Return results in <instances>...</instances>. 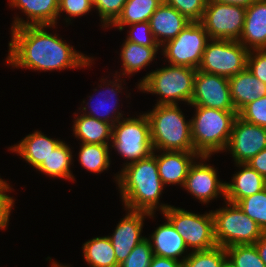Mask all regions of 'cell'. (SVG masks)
<instances>
[{"mask_svg":"<svg viewBox=\"0 0 266 267\" xmlns=\"http://www.w3.org/2000/svg\"><path fill=\"white\" fill-rule=\"evenodd\" d=\"M246 8L207 0L201 24L210 39L239 41Z\"/></svg>","mask_w":266,"mask_h":267,"instance_id":"cell-11","label":"cell"},{"mask_svg":"<svg viewBox=\"0 0 266 267\" xmlns=\"http://www.w3.org/2000/svg\"><path fill=\"white\" fill-rule=\"evenodd\" d=\"M84 259L90 267H119L108 236L94 237L82 246Z\"/></svg>","mask_w":266,"mask_h":267,"instance_id":"cell-28","label":"cell"},{"mask_svg":"<svg viewBox=\"0 0 266 267\" xmlns=\"http://www.w3.org/2000/svg\"><path fill=\"white\" fill-rule=\"evenodd\" d=\"M190 106L236 111L231 99L228 78L197 70Z\"/></svg>","mask_w":266,"mask_h":267,"instance_id":"cell-12","label":"cell"},{"mask_svg":"<svg viewBox=\"0 0 266 267\" xmlns=\"http://www.w3.org/2000/svg\"><path fill=\"white\" fill-rule=\"evenodd\" d=\"M111 142L110 147L127 160L123 167L149 157L153 153V147L146 114L140 113V116L126 117L116 122L113 125Z\"/></svg>","mask_w":266,"mask_h":267,"instance_id":"cell-7","label":"cell"},{"mask_svg":"<svg viewBox=\"0 0 266 267\" xmlns=\"http://www.w3.org/2000/svg\"><path fill=\"white\" fill-rule=\"evenodd\" d=\"M162 3L174 7L190 22H201L207 0H162Z\"/></svg>","mask_w":266,"mask_h":267,"instance_id":"cell-34","label":"cell"},{"mask_svg":"<svg viewBox=\"0 0 266 267\" xmlns=\"http://www.w3.org/2000/svg\"><path fill=\"white\" fill-rule=\"evenodd\" d=\"M74 113L73 134L82 143L110 144L113 125L88 115ZM110 141V142H109Z\"/></svg>","mask_w":266,"mask_h":267,"instance_id":"cell-25","label":"cell"},{"mask_svg":"<svg viewBox=\"0 0 266 267\" xmlns=\"http://www.w3.org/2000/svg\"><path fill=\"white\" fill-rule=\"evenodd\" d=\"M247 165L266 179V148L254 156Z\"/></svg>","mask_w":266,"mask_h":267,"instance_id":"cell-42","label":"cell"},{"mask_svg":"<svg viewBox=\"0 0 266 267\" xmlns=\"http://www.w3.org/2000/svg\"><path fill=\"white\" fill-rule=\"evenodd\" d=\"M162 214L183 237L189 251L208 250L217 246L211 210L209 213L196 214L170 205Z\"/></svg>","mask_w":266,"mask_h":267,"instance_id":"cell-8","label":"cell"},{"mask_svg":"<svg viewBox=\"0 0 266 267\" xmlns=\"http://www.w3.org/2000/svg\"><path fill=\"white\" fill-rule=\"evenodd\" d=\"M210 40L201 22L189 23L174 39L160 49L170 65L198 69L206 44Z\"/></svg>","mask_w":266,"mask_h":267,"instance_id":"cell-9","label":"cell"},{"mask_svg":"<svg viewBox=\"0 0 266 267\" xmlns=\"http://www.w3.org/2000/svg\"><path fill=\"white\" fill-rule=\"evenodd\" d=\"M155 150L137 162L121 168L115 176L124 207L129 210L155 214L163 213L170 205L159 203L164 185L159 177Z\"/></svg>","mask_w":266,"mask_h":267,"instance_id":"cell-2","label":"cell"},{"mask_svg":"<svg viewBox=\"0 0 266 267\" xmlns=\"http://www.w3.org/2000/svg\"><path fill=\"white\" fill-rule=\"evenodd\" d=\"M61 142L62 140L47 137L41 131L36 130L8 149L37 169Z\"/></svg>","mask_w":266,"mask_h":267,"instance_id":"cell-22","label":"cell"},{"mask_svg":"<svg viewBox=\"0 0 266 267\" xmlns=\"http://www.w3.org/2000/svg\"><path fill=\"white\" fill-rule=\"evenodd\" d=\"M10 186L4 179L0 177V229L6 230L9 226V219L11 215V210L14 207L15 199L7 194L12 190Z\"/></svg>","mask_w":266,"mask_h":267,"instance_id":"cell-40","label":"cell"},{"mask_svg":"<svg viewBox=\"0 0 266 267\" xmlns=\"http://www.w3.org/2000/svg\"><path fill=\"white\" fill-rule=\"evenodd\" d=\"M56 26H23L11 29V41L6 57L8 65L34 71H54L89 67L94 61L75 50L46 28Z\"/></svg>","mask_w":266,"mask_h":267,"instance_id":"cell-1","label":"cell"},{"mask_svg":"<svg viewBox=\"0 0 266 267\" xmlns=\"http://www.w3.org/2000/svg\"><path fill=\"white\" fill-rule=\"evenodd\" d=\"M196 71L194 68L167 64L142 77L137 88L143 93L159 95L157 105H179V101L190 105Z\"/></svg>","mask_w":266,"mask_h":267,"instance_id":"cell-5","label":"cell"},{"mask_svg":"<svg viewBox=\"0 0 266 267\" xmlns=\"http://www.w3.org/2000/svg\"><path fill=\"white\" fill-rule=\"evenodd\" d=\"M124 210L127 211V214L118 222L113 234L108 235L112 242L118 265L124 262L133 248L146 238L141 233L145 218H153L155 216V214L143 211L125 208Z\"/></svg>","mask_w":266,"mask_h":267,"instance_id":"cell-15","label":"cell"},{"mask_svg":"<svg viewBox=\"0 0 266 267\" xmlns=\"http://www.w3.org/2000/svg\"><path fill=\"white\" fill-rule=\"evenodd\" d=\"M160 46H143L130 41L123 42L121 46L120 57L122 61V73L126 75H134L133 73L139 72L146 68L153 60H155L157 51Z\"/></svg>","mask_w":266,"mask_h":267,"instance_id":"cell-26","label":"cell"},{"mask_svg":"<svg viewBox=\"0 0 266 267\" xmlns=\"http://www.w3.org/2000/svg\"><path fill=\"white\" fill-rule=\"evenodd\" d=\"M191 120V138L194 150L199 156L224 152L237 111H224L203 106H194Z\"/></svg>","mask_w":266,"mask_h":267,"instance_id":"cell-4","label":"cell"},{"mask_svg":"<svg viewBox=\"0 0 266 267\" xmlns=\"http://www.w3.org/2000/svg\"><path fill=\"white\" fill-rule=\"evenodd\" d=\"M211 1H216V2L224 3V4L238 5V6L247 8L255 0H211Z\"/></svg>","mask_w":266,"mask_h":267,"instance_id":"cell-45","label":"cell"},{"mask_svg":"<svg viewBox=\"0 0 266 267\" xmlns=\"http://www.w3.org/2000/svg\"><path fill=\"white\" fill-rule=\"evenodd\" d=\"M109 144L81 143L79 163L86 170L100 174L108 170L111 163Z\"/></svg>","mask_w":266,"mask_h":267,"instance_id":"cell-30","label":"cell"},{"mask_svg":"<svg viewBox=\"0 0 266 267\" xmlns=\"http://www.w3.org/2000/svg\"><path fill=\"white\" fill-rule=\"evenodd\" d=\"M166 220L167 221L164 224L159 225L147 238L151 244L153 254L158 257L183 262L189 255L188 253L183 256L184 253H187L188 248L183 240V237L176 231L171 222L168 219Z\"/></svg>","mask_w":266,"mask_h":267,"instance_id":"cell-21","label":"cell"},{"mask_svg":"<svg viewBox=\"0 0 266 267\" xmlns=\"http://www.w3.org/2000/svg\"><path fill=\"white\" fill-rule=\"evenodd\" d=\"M258 254L266 266V232L254 243Z\"/></svg>","mask_w":266,"mask_h":267,"instance_id":"cell-44","label":"cell"},{"mask_svg":"<svg viewBox=\"0 0 266 267\" xmlns=\"http://www.w3.org/2000/svg\"><path fill=\"white\" fill-rule=\"evenodd\" d=\"M189 23L191 22L174 7L164 3L149 19L151 32L160 47L174 39Z\"/></svg>","mask_w":266,"mask_h":267,"instance_id":"cell-20","label":"cell"},{"mask_svg":"<svg viewBox=\"0 0 266 267\" xmlns=\"http://www.w3.org/2000/svg\"><path fill=\"white\" fill-rule=\"evenodd\" d=\"M226 207L211 210L214 235L218 246L254 244L262 235L259 225L249 218L237 204L225 201Z\"/></svg>","mask_w":266,"mask_h":267,"instance_id":"cell-6","label":"cell"},{"mask_svg":"<svg viewBox=\"0 0 266 267\" xmlns=\"http://www.w3.org/2000/svg\"><path fill=\"white\" fill-rule=\"evenodd\" d=\"M209 156H199L191 165L185 179L183 189L187 190L193 197L200 200L201 204H208L210 200L223 197L225 201L226 181L218 179V170L205 161ZM202 160V161H201ZM197 161V162H196ZM219 196V197H218Z\"/></svg>","mask_w":266,"mask_h":267,"instance_id":"cell-14","label":"cell"},{"mask_svg":"<svg viewBox=\"0 0 266 267\" xmlns=\"http://www.w3.org/2000/svg\"><path fill=\"white\" fill-rule=\"evenodd\" d=\"M226 265L225 248L218 245L208 250L191 251L182 262V267H225Z\"/></svg>","mask_w":266,"mask_h":267,"instance_id":"cell-31","label":"cell"},{"mask_svg":"<svg viewBox=\"0 0 266 267\" xmlns=\"http://www.w3.org/2000/svg\"><path fill=\"white\" fill-rule=\"evenodd\" d=\"M127 27L130 29L126 36L127 41L143 46H159L151 32L149 22L133 23Z\"/></svg>","mask_w":266,"mask_h":267,"instance_id":"cell-39","label":"cell"},{"mask_svg":"<svg viewBox=\"0 0 266 267\" xmlns=\"http://www.w3.org/2000/svg\"><path fill=\"white\" fill-rule=\"evenodd\" d=\"M238 116L246 122L266 128V95L247 104Z\"/></svg>","mask_w":266,"mask_h":267,"instance_id":"cell-37","label":"cell"},{"mask_svg":"<svg viewBox=\"0 0 266 267\" xmlns=\"http://www.w3.org/2000/svg\"><path fill=\"white\" fill-rule=\"evenodd\" d=\"M238 207L266 232V189L239 200Z\"/></svg>","mask_w":266,"mask_h":267,"instance_id":"cell-33","label":"cell"},{"mask_svg":"<svg viewBox=\"0 0 266 267\" xmlns=\"http://www.w3.org/2000/svg\"><path fill=\"white\" fill-rule=\"evenodd\" d=\"M247 68L266 84V49L250 50L247 57Z\"/></svg>","mask_w":266,"mask_h":267,"instance_id":"cell-41","label":"cell"},{"mask_svg":"<svg viewBox=\"0 0 266 267\" xmlns=\"http://www.w3.org/2000/svg\"><path fill=\"white\" fill-rule=\"evenodd\" d=\"M154 254L147 237L138 243L119 267H149Z\"/></svg>","mask_w":266,"mask_h":267,"instance_id":"cell-36","label":"cell"},{"mask_svg":"<svg viewBox=\"0 0 266 267\" xmlns=\"http://www.w3.org/2000/svg\"><path fill=\"white\" fill-rule=\"evenodd\" d=\"M51 267H70V266H68V265H63V264H60V263H58V262H55L54 260L53 261H51V265H50Z\"/></svg>","mask_w":266,"mask_h":267,"instance_id":"cell-46","label":"cell"},{"mask_svg":"<svg viewBox=\"0 0 266 267\" xmlns=\"http://www.w3.org/2000/svg\"><path fill=\"white\" fill-rule=\"evenodd\" d=\"M232 103L239 113L247 104L266 95V84L246 68L228 78Z\"/></svg>","mask_w":266,"mask_h":267,"instance_id":"cell-23","label":"cell"},{"mask_svg":"<svg viewBox=\"0 0 266 267\" xmlns=\"http://www.w3.org/2000/svg\"><path fill=\"white\" fill-rule=\"evenodd\" d=\"M149 267H182V261L154 255Z\"/></svg>","mask_w":266,"mask_h":267,"instance_id":"cell-43","label":"cell"},{"mask_svg":"<svg viewBox=\"0 0 266 267\" xmlns=\"http://www.w3.org/2000/svg\"><path fill=\"white\" fill-rule=\"evenodd\" d=\"M225 251L229 267H266L254 244L229 246Z\"/></svg>","mask_w":266,"mask_h":267,"instance_id":"cell-32","label":"cell"},{"mask_svg":"<svg viewBox=\"0 0 266 267\" xmlns=\"http://www.w3.org/2000/svg\"><path fill=\"white\" fill-rule=\"evenodd\" d=\"M162 0H127L120 16L110 27H117L121 32L124 27L140 22H149Z\"/></svg>","mask_w":266,"mask_h":267,"instance_id":"cell-29","label":"cell"},{"mask_svg":"<svg viewBox=\"0 0 266 267\" xmlns=\"http://www.w3.org/2000/svg\"><path fill=\"white\" fill-rule=\"evenodd\" d=\"M241 168L233 174L232 182L226 183L225 201L236 204L239 200L265 189V178L247 164H236Z\"/></svg>","mask_w":266,"mask_h":267,"instance_id":"cell-24","label":"cell"},{"mask_svg":"<svg viewBox=\"0 0 266 267\" xmlns=\"http://www.w3.org/2000/svg\"><path fill=\"white\" fill-rule=\"evenodd\" d=\"M266 148V128L236 117L228 144L234 164H247L261 150Z\"/></svg>","mask_w":266,"mask_h":267,"instance_id":"cell-13","label":"cell"},{"mask_svg":"<svg viewBox=\"0 0 266 267\" xmlns=\"http://www.w3.org/2000/svg\"><path fill=\"white\" fill-rule=\"evenodd\" d=\"M127 0H96L93 8L98 11L102 27H110L120 16Z\"/></svg>","mask_w":266,"mask_h":267,"instance_id":"cell-35","label":"cell"},{"mask_svg":"<svg viewBox=\"0 0 266 267\" xmlns=\"http://www.w3.org/2000/svg\"><path fill=\"white\" fill-rule=\"evenodd\" d=\"M72 161V151L69 145L62 141L36 170L49 177L75 181L70 168Z\"/></svg>","mask_w":266,"mask_h":267,"instance_id":"cell-27","label":"cell"},{"mask_svg":"<svg viewBox=\"0 0 266 267\" xmlns=\"http://www.w3.org/2000/svg\"><path fill=\"white\" fill-rule=\"evenodd\" d=\"M118 73L119 72H117V71L115 72V74H117V75H114V78H113V80H115V81H113V80L110 81V80H107V79L105 80V78H102V80L100 81V82L103 83L102 86H104V84H105V88H102L103 91L106 89V87H108V88L106 89L107 91H105V92H99L98 91L97 97L99 98L100 96H102L104 98L101 99V97H100L99 102L97 100V101L94 102L93 105H91V103H92L91 101H93V96L94 95L89 96L90 97V99H89L90 102L86 103L83 100L82 103L83 104L85 103V105L86 106L88 105V106L87 107L83 106L82 109L79 108V110H81V112L84 111L82 114L94 117V118H96L98 120H101V121L108 122V123H110L112 125H114L120 119H123V114H122V112L120 113V111H119L120 105L117 102V101H120V100H119V98L118 99L116 98L118 96L117 94L118 93L120 94L122 89H124L122 87V83H121L122 80L120 79L121 75L118 74ZM106 81H108V82H106ZM110 85H111V87H109ZM88 108H89V111H87Z\"/></svg>","mask_w":266,"mask_h":267,"instance_id":"cell-16","label":"cell"},{"mask_svg":"<svg viewBox=\"0 0 266 267\" xmlns=\"http://www.w3.org/2000/svg\"><path fill=\"white\" fill-rule=\"evenodd\" d=\"M159 177L164 186L181 185L183 187L188 171L199 155L195 151H155Z\"/></svg>","mask_w":266,"mask_h":267,"instance_id":"cell-18","label":"cell"},{"mask_svg":"<svg viewBox=\"0 0 266 267\" xmlns=\"http://www.w3.org/2000/svg\"><path fill=\"white\" fill-rule=\"evenodd\" d=\"M92 4L96 1V0H89Z\"/></svg>","mask_w":266,"mask_h":267,"instance_id":"cell-47","label":"cell"},{"mask_svg":"<svg viewBox=\"0 0 266 267\" xmlns=\"http://www.w3.org/2000/svg\"><path fill=\"white\" fill-rule=\"evenodd\" d=\"M9 6L21 9L27 16V20L22 17H14L12 28L23 26H56L58 20L59 0H9Z\"/></svg>","mask_w":266,"mask_h":267,"instance_id":"cell-17","label":"cell"},{"mask_svg":"<svg viewBox=\"0 0 266 267\" xmlns=\"http://www.w3.org/2000/svg\"><path fill=\"white\" fill-rule=\"evenodd\" d=\"M155 151H195L191 138V120L185 119L177 104L157 105L145 113Z\"/></svg>","mask_w":266,"mask_h":267,"instance_id":"cell-3","label":"cell"},{"mask_svg":"<svg viewBox=\"0 0 266 267\" xmlns=\"http://www.w3.org/2000/svg\"><path fill=\"white\" fill-rule=\"evenodd\" d=\"M239 42L249 51L266 49V0H255L246 8Z\"/></svg>","mask_w":266,"mask_h":267,"instance_id":"cell-19","label":"cell"},{"mask_svg":"<svg viewBox=\"0 0 266 267\" xmlns=\"http://www.w3.org/2000/svg\"><path fill=\"white\" fill-rule=\"evenodd\" d=\"M93 10V4L89 0H59L58 18L61 17V13L68 15L65 17V22L70 23L71 18L84 16ZM71 17V18H70Z\"/></svg>","mask_w":266,"mask_h":267,"instance_id":"cell-38","label":"cell"},{"mask_svg":"<svg viewBox=\"0 0 266 267\" xmlns=\"http://www.w3.org/2000/svg\"><path fill=\"white\" fill-rule=\"evenodd\" d=\"M248 53L239 41L210 39L197 70L230 78L247 68Z\"/></svg>","mask_w":266,"mask_h":267,"instance_id":"cell-10","label":"cell"}]
</instances>
